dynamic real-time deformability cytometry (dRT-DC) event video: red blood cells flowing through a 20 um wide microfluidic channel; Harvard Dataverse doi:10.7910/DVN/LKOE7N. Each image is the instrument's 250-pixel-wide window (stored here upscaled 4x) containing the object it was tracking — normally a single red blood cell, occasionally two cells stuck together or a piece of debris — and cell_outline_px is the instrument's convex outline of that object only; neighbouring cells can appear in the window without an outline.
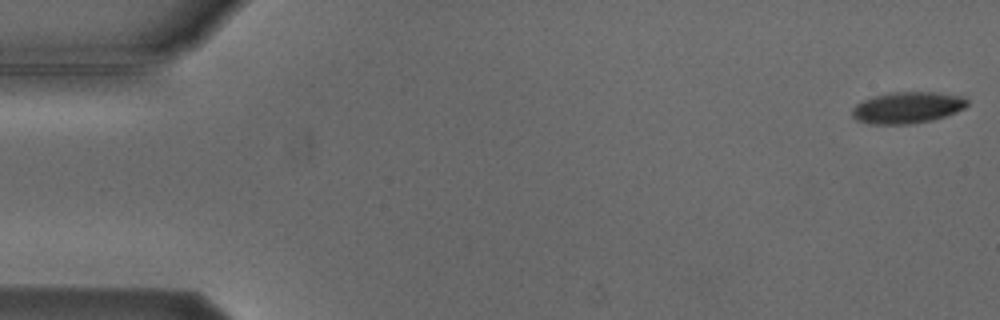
{"species": "Egyptian fruit bat (a non-hibernating species)", "species_latin": "Rousettus aegyptiacus", "temperature_condition": "cold", "stored_images_in_passage": 5, "camera_frame_rate_fps": 3000, "um_per_image_px": 0.085, "animal": {"sex": "male"}, "frame": {"image": 1, "passage_image": 1, "time_ms": 0.0, "image_size_px": [1000, 320], "cell_outline_px": [[968, 104], [964, 108], [956, 112], [932, 120], [908, 124], [872, 124], [856, 120], [852, 116], [852, 108], [856, 104], [864, 100], [876, 96], [892, 92], [936, 92], [964, 96], [968, 100]], "centroid_in_image_um": [77.14, 9.14], "position_along_channel_um": 7.9, "area_um2": 21.04}}
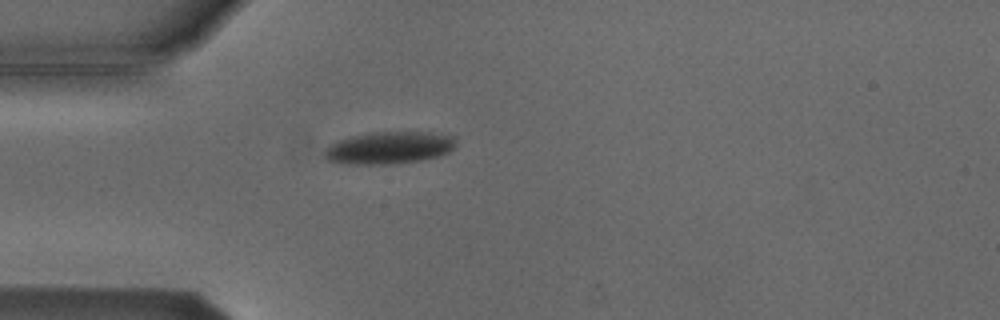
{"frame": {"image": 2, "passage_image": 5, "time_ms": 4.667, "image_size_px": [1000, 320], "cell_outline_px": [[456, 148], [440, 156], [420, 160], [392, 164], [348, 164], [328, 160], [324, 156], [324, 148], [328, 144], [336, 140], [352, 136], [372, 132], [428, 132], [456, 136]], "centroid_in_image_um": [33.08, 12.55], "position_along_channel_um": 51.9, "area_um2": 25.03}}